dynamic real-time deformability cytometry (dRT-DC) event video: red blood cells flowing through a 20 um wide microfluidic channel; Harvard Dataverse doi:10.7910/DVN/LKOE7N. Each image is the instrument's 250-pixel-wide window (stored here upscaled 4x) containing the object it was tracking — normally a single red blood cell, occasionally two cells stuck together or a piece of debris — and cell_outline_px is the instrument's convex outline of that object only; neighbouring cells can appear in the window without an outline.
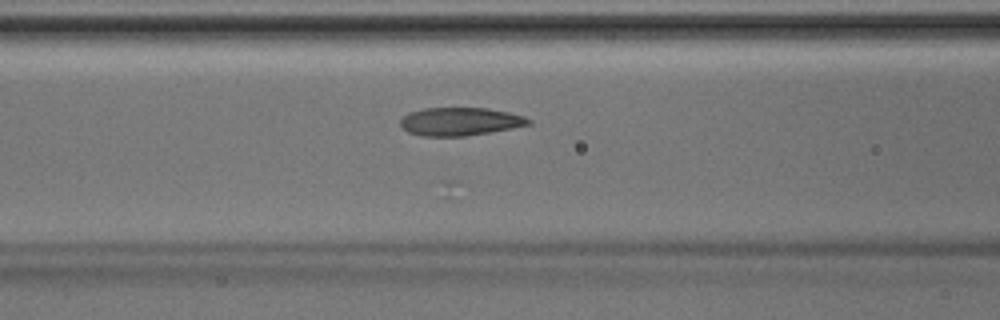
{"species": "Egyptian fruit bat (a non-hibernating species)", "species_latin": "Rousettus aegyptiacus", "temperature_condition": "room temperature", "stored_images_in_passage": 46, "camera_frame_rate_fps": 3000, "um_per_image_px": 0.085, "animal": {"sex": "male"}, "frame": {"image": 1, "passage_image": 19, "time_ms": 6.0, "image_size_px": [1000, 320], "cell_outline_px": [[532, 124], [512, 128], [464, 136], [420, 136], [408, 132], [400, 124], [400, 120], [408, 112], [424, 108], [488, 108], [508, 112], [524, 116], [532, 120]], "centroid_in_image_um": [39.1, 10.32], "position_along_channel_um": 127.5, "area_um2": 20.98}}
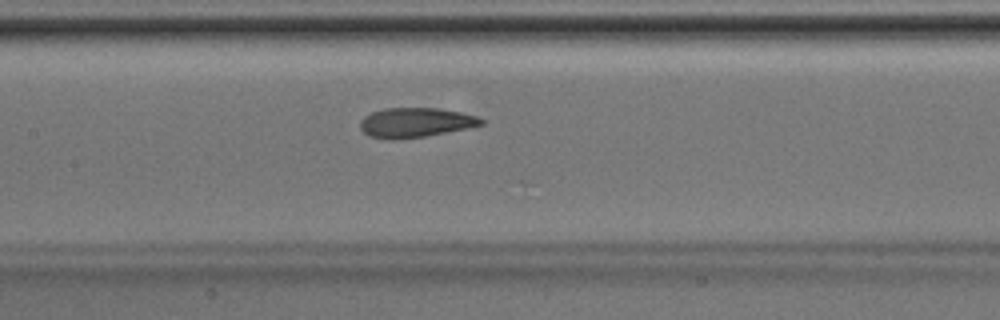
{"frame": {"image": 2, "passage_image": 22, "time_ms": 7.0, "image_size_px": [1000, 320], "cell_outline_px": [[484, 124], [424, 136], [392, 140], [368, 136], [360, 128], [360, 120], [364, 116], [372, 112], [384, 108], [436, 108], [460, 112], [476, 116], [484, 120]], "centroid_in_image_um": [35.25, 10.41], "position_along_channel_um": 172.1, "area_um2": 20.63}}
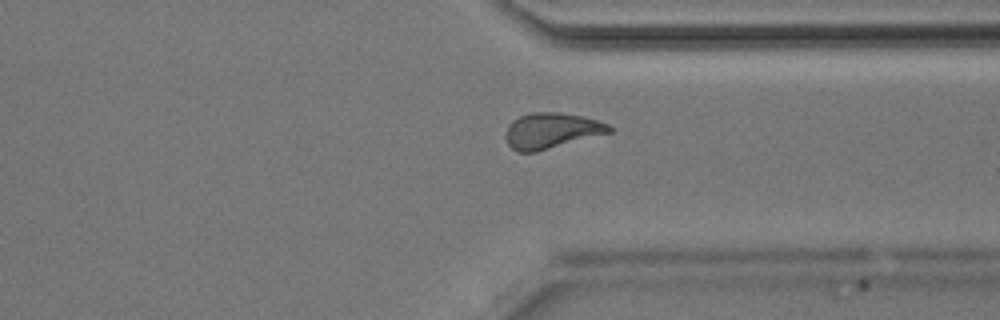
{"frame": {"image": 3, "passage_image": 35, "time_ms": 11.333, "image_size_px": [1000, 320], "cell_outline_px": [[612, 132], [536, 152], [516, 152], [508, 144], [504, 136], [508, 124], [512, 120], [520, 116], [532, 112], [560, 112], [584, 116], [608, 124], [612, 128]], "centroid_in_image_um": [46.84, 11.1], "position_along_channel_um": 364.6, "area_um2": 21.68}}